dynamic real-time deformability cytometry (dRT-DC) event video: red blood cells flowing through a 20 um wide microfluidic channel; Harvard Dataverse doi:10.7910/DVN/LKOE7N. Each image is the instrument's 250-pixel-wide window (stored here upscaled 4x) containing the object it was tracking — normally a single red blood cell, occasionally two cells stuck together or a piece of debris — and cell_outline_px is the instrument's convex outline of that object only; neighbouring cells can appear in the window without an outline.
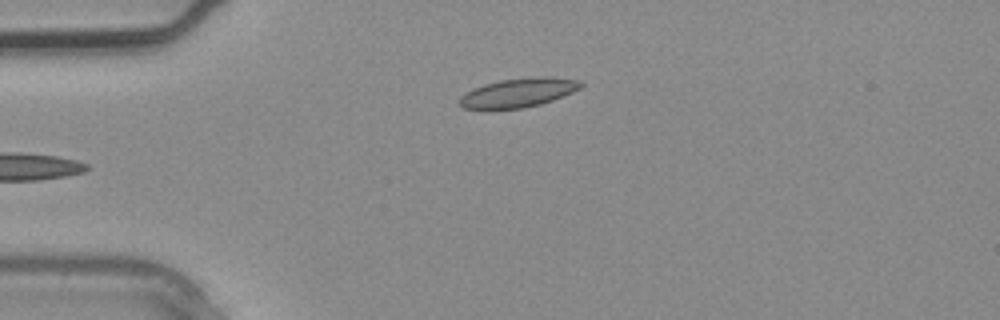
{"species": "common noctule bat (a hibernating species)", "species_latin": "Nyctalus noctula", "temperature_condition": "warm", "stored_images_in_passage": 2, "camera_frame_rate_fps": 3000, "um_per_image_px": 0.085, "animal": {"sex": "male", "body_mass_g": 20.4}, "frame": {"image": 1, "passage_image": 2, "time_ms": 0.333, "image_size_px": [1000, 320], "cell_outline_px": [[584, 84], [580, 88], [572, 92], [552, 100], [540, 104], [524, 108], [488, 112], [484, 112], [464, 108], [456, 104], [460, 96], [472, 88], [484, 84], [500, 80], [540, 76], [548, 76], [580, 80]], "centroid_in_image_um": [43.95, 7.93], "position_along_channel_um": 41.1, "area_um2": 21.39}}